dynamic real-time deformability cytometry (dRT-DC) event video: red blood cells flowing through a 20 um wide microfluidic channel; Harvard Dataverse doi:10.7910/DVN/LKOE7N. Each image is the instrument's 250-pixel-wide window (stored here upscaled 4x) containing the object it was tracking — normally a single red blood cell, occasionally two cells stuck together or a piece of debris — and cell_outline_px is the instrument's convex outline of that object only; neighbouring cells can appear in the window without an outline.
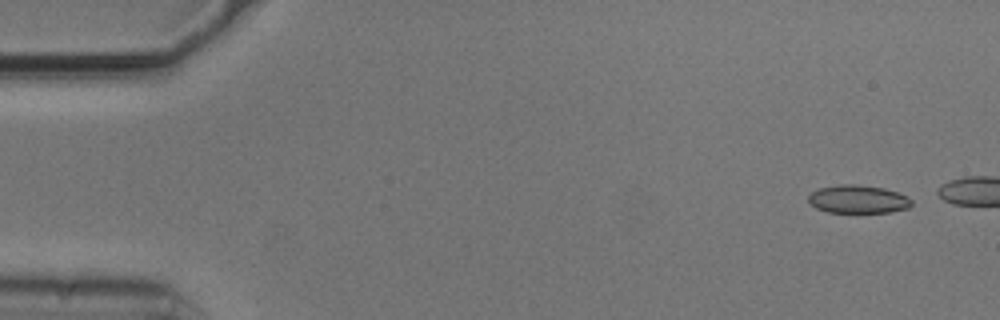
{"species": "common noctule bat (a hibernating species)", "species_latin": "Nyctalus noctula", "temperature_condition": "cold", "stored_images_in_passage": 5, "camera_frame_rate_fps": 3000, "um_per_image_px": 0.085, "animal": {"sex": "male", "body_mass_g": 20.5, "forearm_length_mm": 52.5}, "frame": {"image": 1, "passage_image": 1, "time_ms": 0.0, "image_size_px": [1000, 320], "cell_outline_px": [[912, 204], [908, 208], [892, 212], [828, 212], [816, 208], [808, 200], [808, 196], [812, 192], [820, 188], [840, 184], [856, 184], [884, 188], [908, 196], [912, 200]], "centroid_in_image_um": [72.96, 16.93], "position_along_channel_um": 12.0, "area_um2": 16.88}}